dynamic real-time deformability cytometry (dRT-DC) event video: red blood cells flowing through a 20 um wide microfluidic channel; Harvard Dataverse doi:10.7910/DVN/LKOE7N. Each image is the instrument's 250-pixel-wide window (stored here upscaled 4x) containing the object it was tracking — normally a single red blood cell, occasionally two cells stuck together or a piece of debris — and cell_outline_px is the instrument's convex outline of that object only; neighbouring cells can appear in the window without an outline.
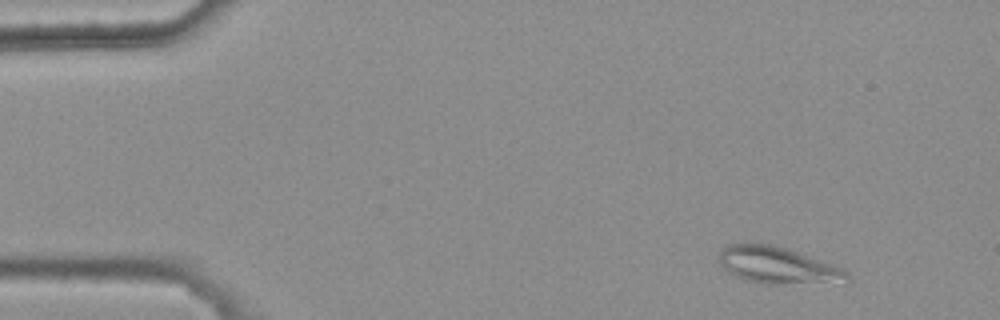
{"species": "common noctule bat (a hibernating species)", "species_latin": "Nyctalus noctula", "temperature_condition": "warm", "stored_images_in_passage": 4, "camera_frame_rate_fps": 3000, "um_per_image_px": 0.085, "animal": {"sex": "female", "body_mass_g": 25.1}, "frame": {"image": 1, "passage_image": 1, "time_ms": 0.0, "image_size_px": [1000, 320], "cell_outline_px": [[852, 280], [776, 284], [760, 284], [744, 280], [728, 272], [720, 264], [720, 248], [728, 244], [744, 240], [752, 240], [776, 244], [788, 248], [844, 268], [848, 272]], "centroid_in_image_um": [66.01, 22.48], "position_along_channel_um": 19.0, "area_um2": 28.15}}